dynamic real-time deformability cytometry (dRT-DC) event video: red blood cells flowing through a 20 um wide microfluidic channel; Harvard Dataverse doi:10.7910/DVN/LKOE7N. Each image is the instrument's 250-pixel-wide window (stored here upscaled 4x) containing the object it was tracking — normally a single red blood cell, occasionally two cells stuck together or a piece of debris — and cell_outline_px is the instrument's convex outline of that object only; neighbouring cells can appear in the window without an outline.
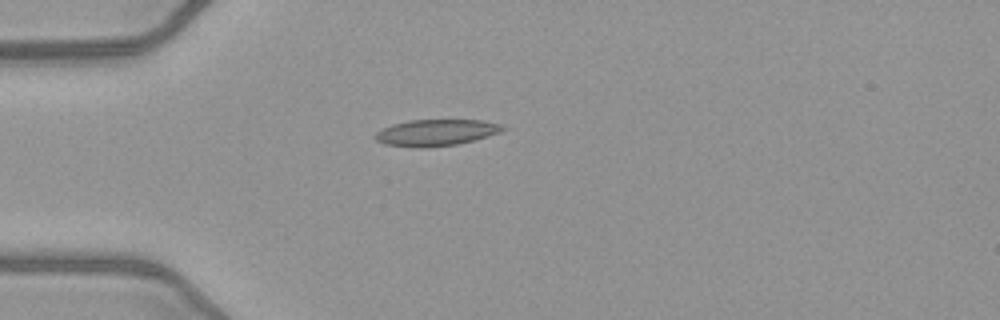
{"species": "common noctule bat (a hibernating species)", "species_latin": "Nyctalus noctula", "temperature_condition": "warm", "stored_images_in_passage": 38, "camera_frame_rate_fps": 3000, "um_per_image_px": 0.085, "animal": {"sex": "female", "body_mass_g": 21.9}, "frame": {"image": 1, "passage_image": 1, "time_ms": 0.0, "image_size_px": [1000, 320], "cell_outline_px": [[508, 128], [500, 132], [488, 136], [456, 144], [428, 148], [420, 148], [384, 144], [376, 140], [372, 136], [376, 132], [392, 124], [408, 120], [480, 120], [500, 124]], "centroid_in_image_um": [37.03, 11.27], "position_along_channel_um": 48.0, "area_um2": 19.65}}
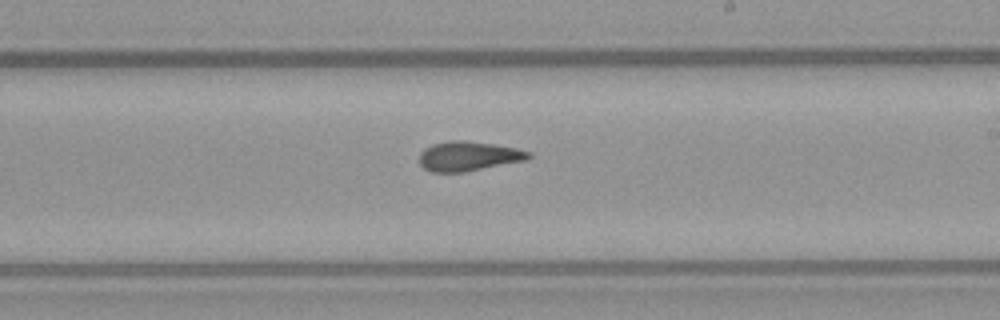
{"frame": {"image": 2, "passage_image": 17, "time_ms": 5.333, "image_size_px": [1000, 320], "cell_outline_px": [[532, 156], [524, 160], [464, 172], [432, 172], [424, 168], [420, 164], [420, 152], [424, 148], [432, 144], [448, 140], [464, 140], [492, 144], [516, 148], [532, 152]], "centroid_in_image_um": [39.79, 13.26], "position_along_channel_um": 249.2, "area_um2": 18.73}}
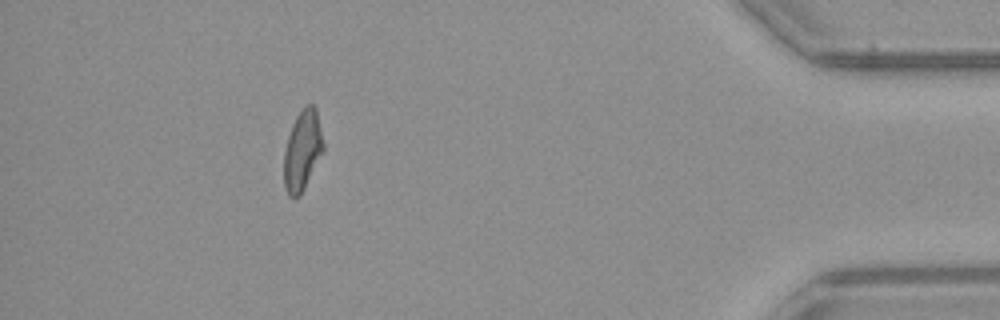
{"frame": {"image": 3, "passage_image": 33, "time_ms": 10.667, "image_size_px": [1000, 320], "cell_outline_px": [[324, 152], [300, 196], [288, 196], [284, 184], [284, 152], [288, 136], [292, 124], [296, 116], [308, 104], [312, 104], [316, 108], [324, 144]], "centroid_in_image_um": [25.72, 12.8], "position_along_channel_um": 409.5, "area_um2": 18.38}, "authors_computed_cell_mechanics": {"area_um2": 18.6694, "velocity_mm_per_s": 4.056, "shape_relaxation_time_tau1_ms": null, "shape_relaxation_time_tau2_ms": 2.6247, "deformation_change_tau1": null, "deformation_change_tau2": 0.0898}}